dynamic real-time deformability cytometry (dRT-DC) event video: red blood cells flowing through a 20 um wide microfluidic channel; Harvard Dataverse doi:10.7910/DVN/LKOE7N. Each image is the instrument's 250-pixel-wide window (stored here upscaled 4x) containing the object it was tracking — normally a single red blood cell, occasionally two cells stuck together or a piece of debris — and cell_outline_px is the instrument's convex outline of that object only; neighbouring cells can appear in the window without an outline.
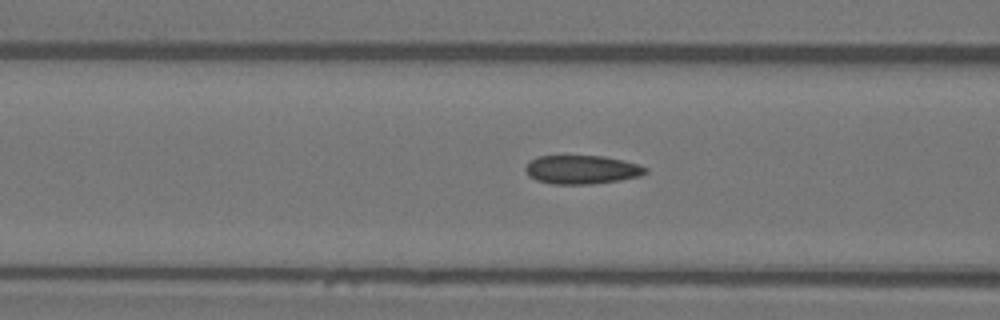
{"species": "Egyptian fruit bat (a non-hibernating species)", "species_latin": "Rousettus aegyptiacus", "temperature_condition": "warm", "stored_images_in_passage": 7, "camera_frame_rate_fps": 3000, "um_per_image_px": 0.085, "animal": {"sex": "female"}, "frame": {"image": 1, "passage_image": 5, "time_ms": 1.333, "image_size_px": [1000, 320], "cell_outline_px": [[648, 172], [640, 176], [620, 180], [592, 184], [552, 184], [536, 180], [528, 176], [524, 168], [532, 160], [540, 156], [604, 156], [624, 160], [648, 168]], "centroid_in_image_um": [49.47, 14.42], "position_along_channel_um": 117.1, "area_um2": 20.06}}